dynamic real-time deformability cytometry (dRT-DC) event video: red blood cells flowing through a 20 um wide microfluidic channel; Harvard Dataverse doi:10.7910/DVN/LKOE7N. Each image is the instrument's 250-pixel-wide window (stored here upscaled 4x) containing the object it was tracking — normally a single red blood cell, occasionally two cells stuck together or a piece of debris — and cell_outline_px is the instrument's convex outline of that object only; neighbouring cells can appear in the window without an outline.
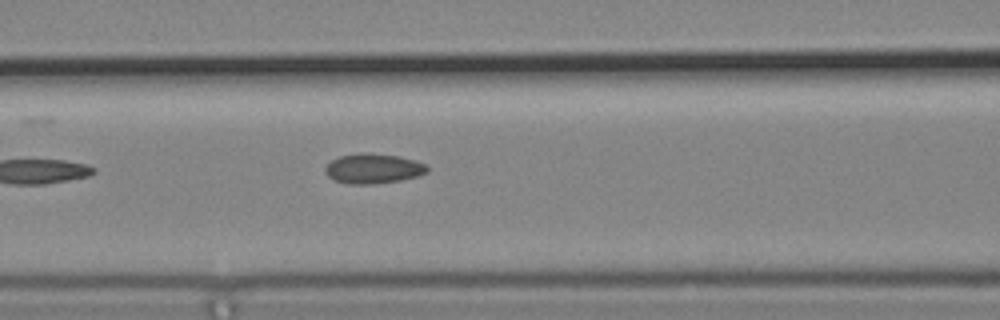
{"species": "common noctule bat (a hibernating species)", "species_latin": "Nyctalus noctula", "temperature_condition": "cold", "stored_images_in_passage": 6, "camera_frame_rate_fps": 3000, "um_per_image_px": 0.085, "animal": {"sex": "male", "body_mass_g": 19.2, "forearm_length_mm": 51.8}, "frame": {"image": 1, "passage_image": 6, "time_ms": 1.667, "image_size_px": [1000, 320], "cell_outline_px": [[428, 172], [420, 176], [400, 180], [372, 184], [348, 184], [336, 180], [328, 176], [324, 172], [324, 168], [332, 160], [340, 156], [364, 152], [396, 156], [416, 160], [428, 164]], "centroid_in_image_um": [31.76, 14.33], "position_along_channel_um": 134.8, "area_um2": 17.8}}